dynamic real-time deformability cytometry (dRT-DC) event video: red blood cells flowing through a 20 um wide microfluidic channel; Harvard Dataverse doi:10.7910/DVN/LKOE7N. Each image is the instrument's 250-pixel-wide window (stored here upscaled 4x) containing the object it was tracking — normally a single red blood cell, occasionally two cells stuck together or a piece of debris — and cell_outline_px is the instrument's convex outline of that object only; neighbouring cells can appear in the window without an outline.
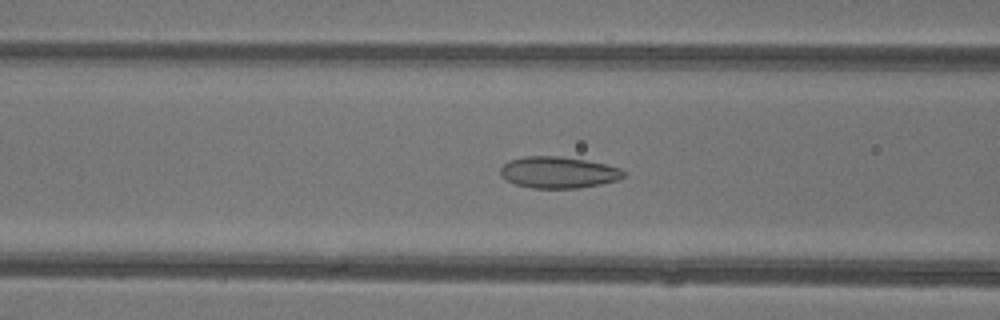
{"species": "common noctule bat (a hibernating species)", "species_latin": "Nyctalus noctula", "temperature_condition": "warm", "stored_images_in_passage": 48, "camera_frame_rate_fps": 3000, "um_per_image_px": 0.085, "animal": {"sex": "female"}, "frame": {"image": 1, "passage_image": 20, "time_ms": 6.333, "image_size_px": [1000, 320], "cell_outline_px": [[628, 172], [624, 176], [616, 180], [600, 184], [580, 188], [532, 188], [516, 184], [500, 176], [500, 168], [508, 160], [524, 156], [560, 156], [588, 160], [620, 168]], "centroid_in_image_um": [47.46, 14.64], "position_along_channel_um": 119.1, "area_um2": 22.72}}
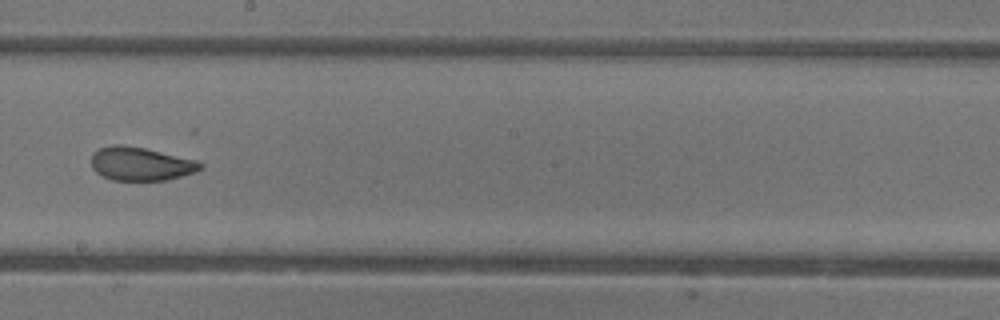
{"frame": {"image": 2, "passage_image": 28, "time_ms": 9.0, "image_size_px": [1000, 320], "cell_outline_px": [[204, 168], [196, 172], [168, 180], [112, 180], [96, 172], [92, 168], [92, 152], [100, 148], [112, 144], [124, 144], [144, 148], [196, 160], [204, 164]], "centroid_in_image_um": [11.98, 13.92], "position_along_channel_um": 236.2, "area_um2": 21.39}}
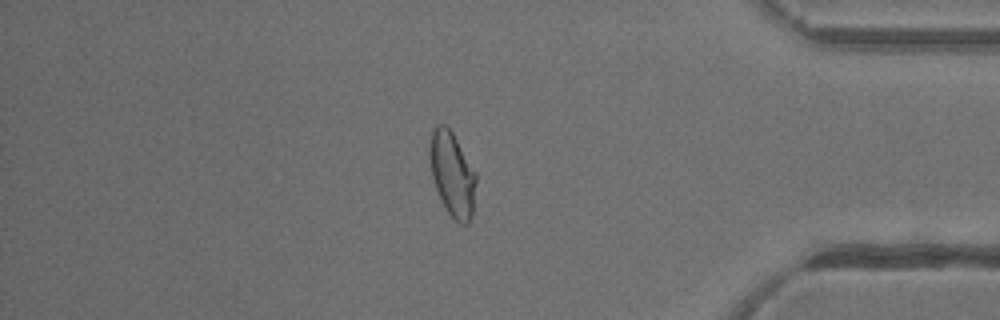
{"frame": {"image": 3, "passage_image": 41, "time_ms": 13.333, "image_size_px": [1000, 320], "cell_outline_px": [[476, 180], [472, 216], [468, 224], [460, 224], [448, 212], [440, 200], [432, 180], [428, 156], [428, 144], [432, 128], [436, 124], [444, 124], [452, 132], [476, 172]], "centroid_in_image_um": [38.4, 14.77], "position_along_channel_um": 396.8, "area_um2": 23.18}, "authors_computed_cell_mechanics": {"area_um2": 23.8714, "velocity_mm_per_s": 4.3925, "shape_relaxation_time_tau1_ms": 5.1277, "shape_relaxation_time_tau2_ms": 0.6064, "deformation_change_tau1": 0.1577, "deformation_change_tau2": 0.0469}}